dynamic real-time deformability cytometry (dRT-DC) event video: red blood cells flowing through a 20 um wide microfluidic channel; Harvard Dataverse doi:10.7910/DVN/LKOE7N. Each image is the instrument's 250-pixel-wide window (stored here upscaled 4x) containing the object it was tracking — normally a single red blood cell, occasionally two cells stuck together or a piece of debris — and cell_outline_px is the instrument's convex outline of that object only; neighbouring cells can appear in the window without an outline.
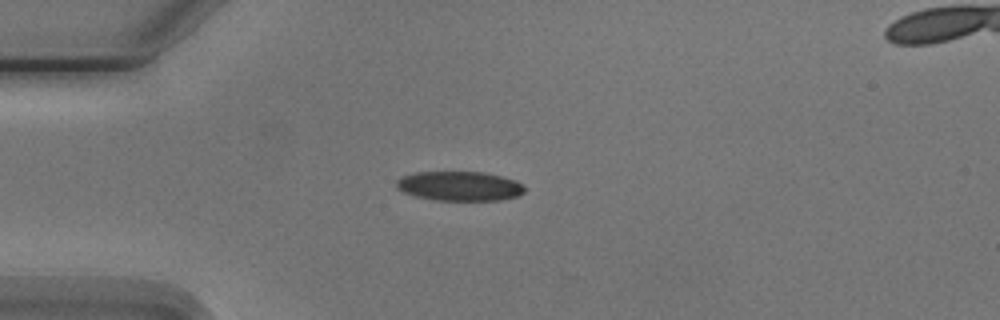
{"species": "Egyptian fruit bat (a non-hibernating species)", "species_latin": "Rousettus aegyptiacus", "temperature_condition": "cold", "stored_images_in_passage": 4, "camera_frame_rate_fps": 3000, "um_per_image_px": 0.085, "animal": {"sex": "male"}, "frame": {"image": 1, "passage_image": 3, "time_ms": 2.667, "image_size_px": [1000, 320], "cell_outline_px": [[524, 192], [516, 196], [500, 200], [436, 200], [416, 196], [404, 192], [396, 188], [396, 180], [400, 176], [416, 172], [484, 172], [516, 180], [524, 184]], "centroid_in_image_um": [39.05, 15.81], "position_along_channel_um": 46.0, "area_um2": 22.02}}